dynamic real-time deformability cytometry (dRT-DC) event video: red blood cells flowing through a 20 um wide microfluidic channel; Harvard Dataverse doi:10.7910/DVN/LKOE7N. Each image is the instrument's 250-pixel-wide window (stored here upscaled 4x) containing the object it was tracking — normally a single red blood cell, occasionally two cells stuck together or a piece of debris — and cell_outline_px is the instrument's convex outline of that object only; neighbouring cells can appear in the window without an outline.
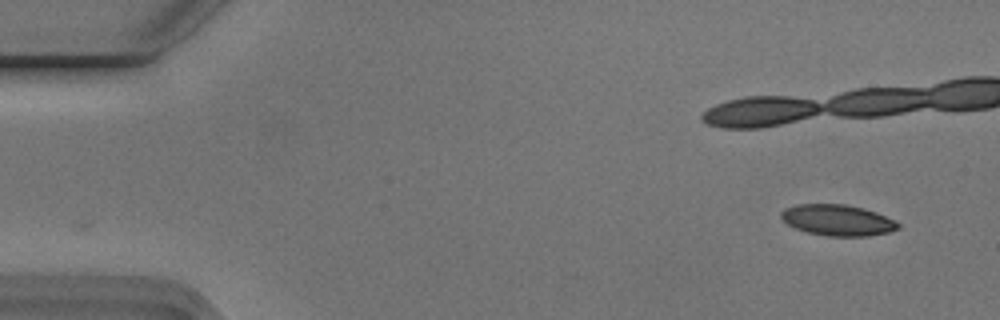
{"species": "Egyptian fruit bat (a non-hibernating species)", "species_latin": "Rousettus aegyptiacus", "temperature_condition": "cold", "stored_images_in_passage": 53, "camera_frame_rate_fps": 3000, "um_per_image_px": 0.085, "animal": {"sex": "male"}, "frame": {"image": 1, "passage_image": 1, "time_ms": 0.0, "image_size_px": [1000, 320], "cell_outline_px": [[900, 228], [888, 232], [868, 236], [828, 236], [808, 232], [796, 228], [788, 224], [780, 216], [780, 212], [784, 208], [796, 204], [844, 204], [864, 208], [876, 212], [896, 220], [900, 224]], "centroid_in_image_um": [71.21, 18.7], "position_along_channel_um": 13.8, "area_um2": 21.21}, "authors_computed_cell_mechanics": {"area_um2": 21.7328, "velocity_mm_per_s": 3.7502, "shape_relaxation_time_tau1_ms": 5.2268, "shape_relaxation_time_tau2_ms": 2.2984, "deformation_change_tau1": 0.1271, "deformation_change_tau2": 0.0772}}